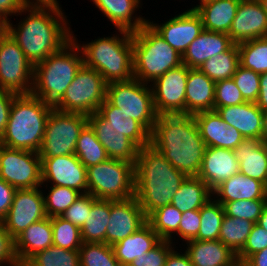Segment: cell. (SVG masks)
Here are the masks:
<instances>
[{"mask_svg": "<svg viewBox=\"0 0 267 266\" xmlns=\"http://www.w3.org/2000/svg\"><path fill=\"white\" fill-rule=\"evenodd\" d=\"M264 248H267V231L255 223L244 247L236 254L237 261L243 263L249 256L260 252Z\"/></svg>", "mask_w": 267, "mask_h": 266, "instance_id": "50", "label": "cell"}, {"mask_svg": "<svg viewBox=\"0 0 267 266\" xmlns=\"http://www.w3.org/2000/svg\"><path fill=\"white\" fill-rule=\"evenodd\" d=\"M25 5L22 0H0V21L6 23L10 18L16 16Z\"/></svg>", "mask_w": 267, "mask_h": 266, "instance_id": "55", "label": "cell"}, {"mask_svg": "<svg viewBox=\"0 0 267 266\" xmlns=\"http://www.w3.org/2000/svg\"><path fill=\"white\" fill-rule=\"evenodd\" d=\"M182 247L189 255L193 266H234L238 263L236 253L220 240L193 239L185 242L180 246Z\"/></svg>", "mask_w": 267, "mask_h": 266, "instance_id": "27", "label": "cell"}, {"mask_svg": "<svg viewBox=\"0 0 267 266\" xmlns=\"http://www.w3.org/2000/svg\"><path fill=\"white\" fill-rule=\"evenodd\" d=\"M212 194L222 205L235 200H267V186L238 172L216 187Z\"/></svg>", "mask_w": 267, "mask_h": 266, "instance_id": "25", "label": "cell"}, {"mask_svg": "<svg viewBox=\"0 0 267 266\" xmlns=\"http://www.w3.org/2000/svg\"><path fill=\"white\" fill-rule=\"evenodd\" d=\"M212 198V190L205 182L198 177H187L175 193L171 205L185 213L199 210Z\"/></svg>", "mask_w": 267, "mask_h": 266, "instance_id": "33", "label": "cell"}, {"mask_svg": "<svg viewBox=\"0 0 267 266\" xmlns=\"http://www.w3.org/2000/svg\"><path fill=\"white\" fill-rule=\"evenodd\" d=\"M240 2H251V1H259V0H239Z\"/></svg>", "mask_w": 267, "mask_h": 266, "instance_id": "66", "label": "cell"}, {"mask_svg": "<svg viewBox=\"0 0 267 266\" xmlns=\"http://www.w3.org/2000/svg\"><path fill=\"white\" fill-rule=\"evenodd\" d=\"M161 240L152 227L146 223L132 235L112 245V248L120 265L129 266L135 258H139L143 253H147Z\"/></svg>", "mask_w": 267, "mask_h": 266, "instance_id": "31", "label": "cell"}, {"mask_svg": "<svg viewBox=\"0 0 267 266\" xmlns=\"http://www.w3.org/2000/svg\"><path fill=\"white\" fill-rule=\"evenodd\" d=\"M53 245L66 250H79L82 246L81 230L60 216L51 217Z\"/></svg>", "mask_w": 267, "mask_h": 266, "instance_id": "44", "label": "cell"}, {"mask_svg": "<svg viewBox=\"0 0 267 266\" xmlns=\"http://www.w3.org/2000/svg\"><path fill=\"white\" fill-rule=\"evenodd\" d=\"M133 76L151 84L168 70L183 64L182 55L172 48L149 24L132 32Z\"/></svg>", "mask_w": 267, "mask_h": 266, "instance_id": "8", "label": "cell"}, {"mask_svg": "<svg viewBox=\"0 0 267 266\" xmlns=\"http://www.w3.org/2000/svg\"><path fill=\"white\" fill-rule=\"evenodd\" d=\"M88 124L111 159L135 165L139 149L150 144V133L133 118L124 119L107 99L88 116Z\"/></svg>", "mask_w": 267, "mask_h": 266, "instance_id": "4", "label": "cell"}, {"mask_svg": "<svg viewBox=\"0 0 267 266\" xmlns=\"http://www.w3.org/2000/svg\"><path fill=\"white\" fill-rule=\"evenodd\" d=\"M115 29L138 31L148 17L137 12L143 6L142 0H90ZM139 13V14H137Z\"/></svg>", "mask_w": 267, "mask_h": 266, "instance_id": "23", "label": "cell"}, {"mask_svg": "<svg viewBox=\"0 0 267 266\" xmlns=\"http://www.w3.org/2000/svg\"><path fill=\"white\" fill-rule=\"evenodd\" d=\"M244 266H267V248L249 256L244 262Z\"/></svg>", "mask_w": 267, "mask_h": 266, "instance_id": "58", "label": "cell"}, {"mask_svg": "<svg viewBox=\"0 0 267 266\" xmlns=\"http://www.w3.org/2000/svg\"><path fill=\"white\" fill-rule=\"evenodd\" d=\"M254 224L246 219L224 215L218 240L237 254L244 247Z\"/></svg>", "mask_w": 267, "mask_h": 266, "instance_id": "37", "label": "cell"}, {"mask_svg": "<svg viewBox=\"0 0 267 266\" xmlns=\"http://www.w3.org/2000/svg\"><path fill=\"white\" fill-rule=\"evenodd\" d=\"M200 221V209L182 213L178 231L169 240L174 245H176L177 243L179 246H181V244L183 245L185 242L195 239L200 228ZM180 239L182 241H178ZM178 242H181V244H179Z\"/></svg>", "mask_w": 267, "mask_h": 266, "instance_id": "48", "label": "cell"}, {"mask_svg": "<svg viewBox=\"0 0 267 266\" xmlns=\"http://www.w3.org/2000/svg\"><path fill=\"white\" fill-rule=\"evenodd\" d=\"M239 172V161L234 150L221 147H206L201 169L198 174L213 191L226 179Z\"/></svg>", "mask_w": 267, "mask_h": 266, "instance_id": "22", "label": "cell"}, {"mask_svg": "<svg viewBox=\"0 0 267 266\" xmlns=\"http://www.w3.org/2000/svg\"><path fill=\"white\" fill-rule=\"evenodd\" d=\"M150 145L187 177L198 176L207 146L192 114L158 115Z\"/></svg>", "mask_w": 267, "mask_h": 266, "instance_id": "2", "label": "cell"}, {"mask_svg": "<svg viewBox=\"0 0 267 266\" xmlns=\"http://www.w3.org/2000/svg\"><path fill=\"white\" fill-rule=\"evenodd\" d=\"M180 246H175L168 254L165 266H193L189 255L185 250L178 249ZM177 248V249H176ZM179 250V251H177Z\"/></svg>", "mask_w": 267, "mask_h": 266, "instance_id": "56", "label": "cell"}, {"mask_svg": "<svg viewBox=\"0 0 267 266\" xmlns=\"http://www.w3.org/2000/svg\"><path fill=\"white\" fill-rule=\"evenodd\" d=\"M228 35L234 44L267 37V14L259 1L240 2Z\"/></svg>", "mask_w": 267, "mask_h": 266, "instance_id": "20", "label": "cell"}, {"mask_svg": "<svg viewBox=\"0 0 267 266\" xmlns=\"http://www.w3.org/2000/svg\"><path fill=\"white\" fill-rule=\"evenodd\" d=\"M17 262L14 239L5 230L3 223L0 222V266H10Z\"/></svg>", "mask_w": 267, "mask_h": 266, "instance_id": "52", "label": "cell"}, {"mask_svg": "<svg viewBox=\"0 0 267 266\" xmlns=\"http://www.w3.org/2000/svg\"><path fill=\"white\" fill-rule=\"evenodd\" d=\"M91 206L92 195L89 193L81 194V196L67 210H65L60 217L70 221L81 229L91 210Z\"/></svg>", "mask_w": 267, "mask_h": 266, "instance_id": "51", "label": "cell"}, {"mask_svg": "<svg viewBox=\"0 0 267 266\" xmlns=\"http://www.w3.org/2000/svg\"><path fill=\"white\" fill-rule=\"evenodd\" d=\"M215 101V82L198 68H189L185 113L195 114L201 111H213Z\"/></svg>", "mask_w": 267, "mask_h": 266, "instance_id": "29", "label": "cell"}, {"mask_svg": "<svg viewBox=\"0 0 267 266\" xmlns=\"http://www.w3.org/2000/svg\"><path fill=\"white\" fill-rule=\"evenodd\" d=\"M53 245L51 218L32 223L14 239V251L18 262H27L37 252Z\"/></svg>", "mask_w": 267, "mask_h": 266, "instance_id": "28", "label": "cell"}, {"mask_svg": "<svg viewBox=\"0 0 267 266\" xmlns=\"http://www.w3.org/2000/svg\"><path fill=\"white\" fill-rule=\"evenodd\" d=\"M16 190L0 178V222L6 217L11 207Z\"/></svg>", "mask_w": 267, "mask_h": 266, "instance_id": "54", "label": "cell"}, {"mask_svg": "<svg viewBox=\"0 0 267 266\" xmlns=\"http://www.w3.org/2000/svg\"><path fill=\"white\" fill-rule=\"evenodd\" d=\"M239 4V0H214L200 5L195 11L205 30L229 34Z\"/></svg>", "mask_w": 267, "mask_h": 266, "instance_id": "32", "label": "cell"}, {"mask_svg": "<svg viewBox=\"0 0 267 266\" xmlns=\"http://www.w3.org/2000/svg\"><path fill=\"white\" fill-rule=\"evenodd\" d=\"M16 95L12 91L0 89V138L5 132L12 101Z\"/></svg>", "mask_w": 267, "mask_h": 266, "instance_id": "53", "label": "cell"}, {"mask_svg": "<svg viewBox=\"0 0 267 266\" xmlns=\"http://www.w3.org/2000/svg\"><path fill=\"white\" fill-rule=\"evenodd\" d=\"M110 218V200L97 199L92 195V206L81 227L83 242L105 243L106 228Z\"/></svg>", "mask_w": 267, "mask_h": 266, "instance_id": "34", "label": "cell"}, {"mask_svg": "<svg viewBox=\"0 0 267 266\" xmlns=\"http://www.w3.org/2000/svg\"><path fill=\"white\" fill-rule=\"evenodd\" d=\"M64 11L62 5H25L16 15H20V21L5 23V30L33 66L72 39L71 22Z\"/></svg>", "mask_w": 267, "mask_h": 266, "instance_id": "1", "label": "cell"}, {"mask_svg": "<svg viewBox=\"0 0 267 266\" xmlns=\"http://www.w3.org/2000/svg\"><path fill=\"white\" fill-rule=\"evenodd\" d=\"M33 77L34 66L5 30L0 35V89L30 94Z\"/></svg>", "mask_w": 267, "mask_h": 266, "instance_id": "13", "label": "cell"}, {"mask_svg": "<svg viewBox=\"0 0 267 266\" xmlns=\"http://www.w3.org/2000/svg\"><path fill=\"white\" fill-rule=\"evenodd\" d=\"M266 206L267 200H235L223 205L225 215L246 219L253 223H257Z\"/></svg>", "mask_w": 267, "mask_h": 266, "instance_id": "45", "label": "cell"}, {"mask_svg": "<svg viewBox=\"0 0 267 266\" xmlns=\"http://www.w3.org/2000/svg\"><path fill=\"white\" fill-rule=\"evenodd\" d=\"M239 65L238 44H233L227 51L206 60L198 69L216 83L231 79Z\"/></svg>", "mask_w": 267, "mask_h": 266, "instance_id": "35", "label": "cell"}, {"mask_svg": "<svg viewBox=\"0 0 267 266\" xmlns=\"http://www.w3.org/2000/svg\"><path fill=\"white\" fill-rule=\"evenodd\" d=\"M107 84L97 70L83 64L63 97L53 107L61 112L89 116L96 113L105 101Z\"/></svg>", "mask_w": 267, "mask_h": 266, "instance_id": "11", "label": "cell"}, {"mask_svg": "<svg viewBox=\"0 0 267 266\" xmlns=\"http://www.w3.org/2000/svg\"><path fill=\"white\" fill-rule=\"evenodd\" d=\"M79 253L80 266H121L112 246L106 243L83 242Z\"/></svg>", "mask_w": 267, "mask_h": 266, "instance_id": "43", "label": "cell"}, {"mask_svg": "<svg viewBox=\"0 0 267 266\" xmlns=\"http://www.w3.org/2000/svg\"><path fill=\"white\" fill-rule=\"evenodd\" d=\"M26 263L29 266H80V253L52 245L37 252Z\"/></svg>", "mask_w": 267, "mask_h": 266, "instance_id": "41", "label": "cell"}, {"mask_svg": "<svg viewBox=\"0 0 267 266\" xmlns=\"http://www.w3.org/2000/svg\"><path fill=\"white\" fill-rule=\"evenodd\" d=\"M188 72L189 68L181 64L150 84L157 115L185 113Z\"/></svg>", "mask_w": 267, "mask_h": 266, "instance_id": "16", "label": "cell"}, {"mask_svg": "<svg viewBox=\"0 0 267 266\" xmlns=\"http://www.w3.org/2000/svg\"><path fill=\"white\" fill-rule=\"evenodd\" d=\"M5 31V23L0 21V35Z\"/></svg>", "mask_w": 267, "mask_h": 266, "instance_id": "64", "label": "cell"}, {"mask_svg": "<svg viewBox=\"0 0 267 266\" xmlns=\"http://www.w3.org/2000/svg\"><path fill=\"white\" fill-rule=\"evenodd\" d=\"M26 5H61L60 0H22ZM60 3V4H59Z\"/></svg>", "mask_w": 267, "mask_h": 266, "instance_id": "59", "label": "cell"}, {"mask_svg": "<svg viewBox=\"0 0 267 266\" xmlns=\"http://www.w3.org/2000/svg\"><path fill=\"white\" fill-rule=\"evenodd\" d=\"M48 217L41 187L17 189L12 205L1 221L5 230L15 239L32 223Z\"/></svg>", "mask_w": 267, "mask_h": 266, "instance_id": "15", "label": "cell"}, {"mask_svg": "<svg viewBox=\"0 0 267 266\" xmlns=\"http://www.w3.org/2000/svg\"><path fill=\"white\" fill-rule=\"evenodd\" d=\"M175 246L170 240H161L147 253L135 258L129 266H165L166 258Z\"/></svg>", "mask_w": 267, "mask_h": 266, "instance_id": "49", "label": "cell"}, {"mask_svg": "<svg viewBox=\"0 0 267 266\" xmlns=\"http://www.w3.org/2000/svg\"><path fill=\"white\" fill-rule=\"evenodd\" d=\"M88 193L97 199L125 200L135 196L134 164L108 158L87 168Z\"/></svg>", "mask_w": 267, "mask_h": 266, "instance_id": "9", "label": "cell"}, {"mask_svg": "<svg viewBox=\"0 0 267 266\" xmlns=\"http://www.w3.org/2000/svg\"><path fill=\"white\" fill-rule=\"evenodd\" d=\"M233 44L228 34L204 29L188 46L182 62L188 68H200L206 60L227 51Z\"/></svg>", "mask_w": 267, "mask_h": 266, "instance_id": "26", "label": "cell"}, {"mask_svg": "<svg viewBox=\"0 0 267 266\" xmlns=\"http://www.w3.org/2000/svg\"><path fill=\"white\" fill-rule=\"evenodd\" d=\"M182 213L171 204L153 211L147 223L162 240H169L177 231Z\"/></svg>", "mask_w": 267, "mask_h": 266, "instance_id": "42", "label": "cell"}, {"mask_svg": "<svg viewBox=\"0 0 267 266\" xmlns=\"http://www.w3.org/2000/svg\"><path fill=\"white\" fill-rule=\"evenodd\" d=\"M259 2L261 3L263 10L267 14V0H259Z\"/></svg>", "mask_w": 267, "mask_h": 266, "instance_id": "63", "label": "cell"}, {"mask_svg": "<svg viewBox=\"0 0 267 266\" xmlns=\"http://www.w3.org/2000/svg\"><path fill=\"white\" fill-rule=\"evenodd\" d=\"M88 124V116L78 113H66L52 109L39 150L41 160L75 153L80 132Z\"/></svg>", "mask_w": 267, "mask_h": 266, "instance_id": "12", "label": "cell"}, {"mask_svg": "<svg viewBox=\"0 0 267 266\" xmlns=\"http://www.w3.org/2000/svg\"><path fill=\"white\" fill-rule=\"evenodd\" d=\"M240 66L256 73H267V37L238 44Z\"/></svg>", "mask_w": 267, "mask_h": 266, "instance_id": "38", "label": "cell"}, {"mask_svg": "<svg viewBox=\"0 0 267 266\" xmlns=\"http://www.w3.org/2000/svg\"><path fill=\"white\" fill-rule=\"evenodd\" d=\"M239 172L267 186V145L259 139L247 138L234 150Z\"/></svg>", "mask_w": 267, "mask_h": 266, "instance_id": "30", "label": "cell"}, {"mask_svg": "<svg viewBox=\"0 0 267 266\" xmlns=\"http://www.w3.org/2000/svg\"><path fill=\"white\" fill-rule=\"evenodd\" d=\"M83 64L82 52L71 39L59 51L34 66L31 93L54 106L63 97Z\"/></svg>", "mask_w": 267, "mask_h": 266, "instance_id": "7", "label": "cell"}, {"mask_svg": "<svg viewBox=\"0 0 267 266\" xmlns=\"http://www.w3.org/2000/svg\"><path fill=\"white\" fill-rule=\"evenodd\" d=\"M262 116H263V129H262L261 142L267 145V110H262Z\"/></svg>", "mask_w": 267, "mask_h": 266, "instance_id": "60", "label": "cell"}, {"mask_svg": "<svg viewBox=\"0 0 267 266\" xmlns=\"http://www.w3.org/2000/svg\"><path fill=\"white\" fill-rule=\"evenodd\" d=\"M244 102L246 100L232 78L215 83L214 111L220 107L239 105Z\"/></svg>", "mask_w": 267, "mask_h": 266, "instance_id": "47", "label": "cell"}, {"mask_svg": "<svg viewBox=\"0 0 267 266\" xmlns=\"http://www.w3.org/2000/svg\"><path fill=\"white\" fill-rule=\"evenodd\" d=\"M10 266H29L26 262H17L16 264Z\"/></svg>", "mask_w": 267, "mask_h": 266, "instance_id": "65", "label": "cell"}, {"mask_svg": "<svg viewBox=\"0 0 267 266\" xmlns=\"http://www.w3.org/2000/svg\"><path fill=\"white\" fill-rule=\"evenodd\" d=\"M106 99L119 108L124 119L133 118L151 134L158 115L154 108L150 84L135 78L108 83Z\"/></svg>", "mask_w": 267, "mask_h": 266, "instance_id": "10", "label": "cell"}, {"mask_svg": "<svg viewBox=\"0 0 267 266\" xmlns=\"http://www.w3.org/2000/svg\"><path fill=\"white\" fill-rule=\"evenodd\" d=\"M114 32L82 43L72 29V39L82 52L84 65L97 70L107 83L134 78L132 32L122 29Z\"/></svg>", "mask_w": 267, "mask_h": 266, "instance_id": "5", "label": "cell"}, {"mask_svg": "<svg viewBox=\"0 0 267 266\" xmlns=\"http://www.w3.org/2000/svg\"><path fill=\"white\" fill-rule=\"evenodd\" d=\"M146 223L147 216L135 196L125 200H110L105 243L112 246L138 231Z\"/></svg>", "mask_w": 267, "mask_h": 266, "instance_id": "19", "label": "cell"}, {"mask_svg": "<svg viewBox=\"0 0 267 266\" xmlns=\"http://www.w3.org/2000/svg\"><path fill=\"white\" fill-rule=\"evenodd\" d=\"M221 119L237 129L242 136L261 140L263 129L262 110L255 102H244L239 105L220 107L215 110Z\"/></svg>", "mask_w": 267, "mask_h": 266, "instance_id": "24", "label": "cell"}, {"mask_svg": "<svg viewBox=\"0 0 267 266\" xmlns=\"http://www.w3.org/2000/svg\"><path fill=\"white\" fill-rule=\"evenodd\" d=\"M197 1H198V4H196V5L193 4L188 9L196 10L200 5H203L204 3H207V2H210V1H214V0H196V3H197Z\"/></svg>", "mask_w": 267, "mask_h": 266, "instance_id": "62", "label": "cell"}, {"mask_svg": "<svg viewBox=\"0 0 267 266\" xmlns=\"http://www.w3.org/2000/svg\"><path fill=\"white\" fill-rule=\"evenodd\" d=\"M232 79L248 102H256L260 91V74L238 66Z\"/></svg>", "mask_w": 267, "mask_h": 266, "instance_id": "46", "label": "cell"}, {"mask_svg": "<svg viewBox=\"0 0 267 266\" xmlns=\"http://www.w3.org/2000/svg\"><path fill=\"white\" fill-rule=\"evenodd\" d=\"M54 107L30 94H17L9 112L0 144L13 149L39 152L46 123Z\"/></svg>", "mask_w": 267, "mask_h": 266, "instance_id": "6", "label": "cell"}, {"mask_svg": "<svg viewBox=\"0 0 267 266\" xmlns=\"http://www.w3.org/2000/svg\"><path fill=\"white\" fill-rule=\"evenodd\" d=\"M135 197L144 214L171 204L187 176L150 144L140 148L134 165Z\"/></svg>", "mask_w": 267, "mask_h": 266, "instance_id": "3", "label": "cell"}, {"mask_svg": "<svg viewBox=\"0 0 267 266\" xmlns=\"http://www.w3.org/2000/svg\"><path fill=\"white\" fill-rule=\"evenodd\" d=\"M42 185L72 188L88 193L87 168L75 154L43 158L41 160Z\"/></svg>", "mask_w": 267, "mask_h": 266, "instance_id": "18", "label": "cell"}, {"mask_svg": "<svg viewBox=\"0 0 267 266\" xmlns=\"http://www.w3.org/2000/svg\"><path fill=\"white\" fill-rule=\"evenodd\" d=\"M148 24L179 54L183 56L188 46L204 30L200 15L191 9L179 12L161 23L148 19Z\"/></svg>", "mask_w": 267, "mask_h": 266, "instance_id": "17", "label": "cell"}, {"mask_svg": "<svg viewBox=\"0 0 267 266\" xmlns=\"http://www.w3.org/2000/svg\"><path fill=\"white\" fill-rule=\"evenodd\" d=\"M224 215L223 205L214 198L203 205L200 208V228L195 240H218Z\"/></svg>", "mask_w": 267, "mask_h": 266, "instance_id": "39", "label": "cell"}, {"mask_svg": "<svg viewBox=\"0 0 267 266\" xmlns=\"http://www.w3.org/2000/svg\"><path fill=\"white\" fill-rule=\"evenodd\" d=\"M234 266H244V265H243V263H239V262H238V263H237L236 265H234Z\"/></svg>", "mask_w": 267, "mask_h": 266, "instance_id": "67", "label": "cell"}, {"mask_svg": "<svg viewBox=\"0 0 267 266\" xmlns=\"http://www.w3.org/2000/svg\"><path fill=\"white\" fill-rule=\"evenodd\" d=\"M0 178L16 189L40 187L42 168L39 153L0 144Z\"/></svg>", "mask_w": 267, "mask_h": 266, "instance_id": "14", "label": "cell"}, {"mask_svg": "<svg viewBox=\"0 0 267 266\" xmlns=\"http://www.w3.org/2000/svg\"><path fill=\"white\" fill-rule=\"evenodd\" d=\"M74 154L86 168L108 159L105 148L89 124L80 132Z\"/></svg>", "mask_w": 267, "mask_h": 266, "instance_id": "36", "label": "cell"}, {"mask_svg": "<svg viewBox=\"0 0 267 266\" xmlns=\"http://www.w3.org/2000/svg\"><path fill=\"white\" fill-rule=\"evenodd\" d=\"M257 224L267 231V206L263 209L262 214L257 221Z\"/></svg>", "mask_w": 267, "mask_h": 266, "instance_id": "61", "label": "cell"}, {"mask_svg": "<svg viewBox=\"0 0 267 266\" xmlns=\"http://www.w3.org/2000/svg\"><path fill=\"white\" fill-rule=\"evenodd\" d=\"M40 187L44 195L46 214L50 218L61 216L81 196L79 191L63 186L41 185Z\"/></svg>", "mask_w": 267, "mask_h": 266, "instance_id": "40", "label": "cell"}, {"mask_svg": "<svg viewBox=\"0 0 267 266\" xmlns=\"http://www.w3.org/2000/svg\"><path fill=\"white\" fill-rule=\"evenodd\" d=\"M193 116L207 147L235 150L245 139L237 129L228 126L214 110L201 111Z\"/></svg>", "mask_w": 267, "mask_h": 266, "instance_id": "21", "label": "cell"}, {"mask_svg": "<svg viewBox=\"0 0 267 266\" xmlns=\"http://www.w3.org/2000/svg\"><path fill=\"white\" fill-rule=\"evenodd\" d=\"M255 103L261 110H267V73L260 74V91Z\"/></svg>", "mask_w": 267, "mask_h": 266, "instance_id": "57", "label": "cell"}]
</instances>
